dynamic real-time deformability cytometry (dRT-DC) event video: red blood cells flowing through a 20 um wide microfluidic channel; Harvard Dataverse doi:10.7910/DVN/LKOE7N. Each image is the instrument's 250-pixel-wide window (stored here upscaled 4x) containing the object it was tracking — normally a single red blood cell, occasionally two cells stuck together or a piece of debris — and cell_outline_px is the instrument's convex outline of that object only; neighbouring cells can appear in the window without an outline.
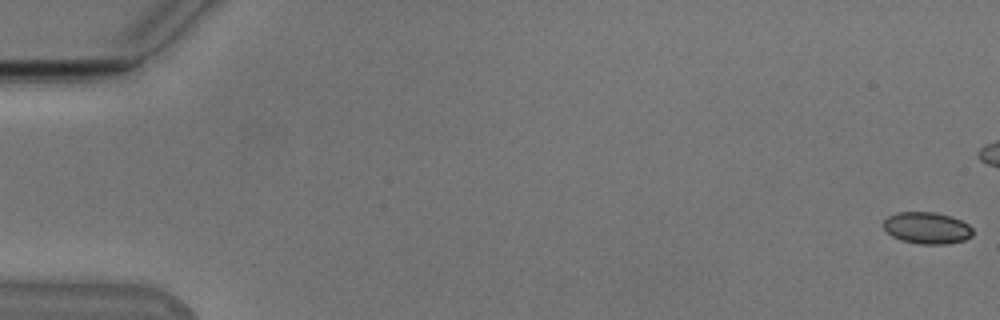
{"species": "Egyptian fruit bat (a non-hibernating species)", "species_latin": "Rousettus aegyptiacus", "temperature_condition": "cold", "stored_images_in_passage": 53, "camera_frame_rate_fps": 3000, "um_per_image_px": 0.085, "animal": {"sex": "male"}, "frame": {"image": 1, "passage_image": 1, "time_ms": 0.0, "image_size_px": [1000, 320], "cell_outline_px": [[972, 236], [964, 240], [944, 244], [920, 244], [900, 240], [892, 236], [884, 228], [884, 220], [888, 216], [896, 212], [932, 212], [948, 216], [960, 220], [968, 224], [972, 228]], "centroid_in_image_um": [78.77, 19.38], "position_along_channel_um": 6.2, "area_um2": 16.36}}
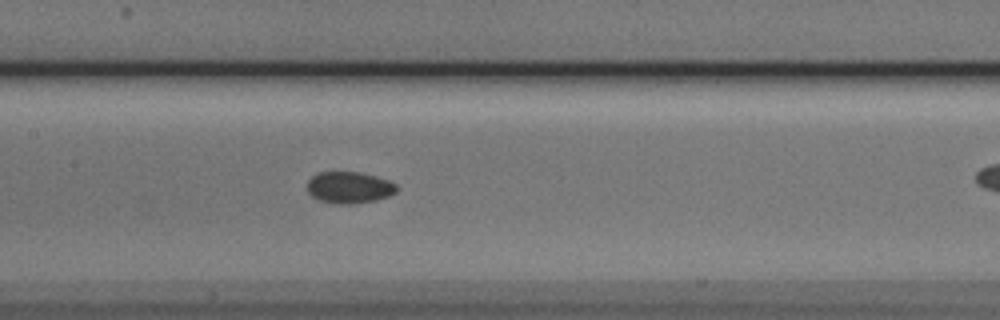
{"frame": {"image": 2, "passage_image": 27, "time_ms": 8.667, "image_size_px": [1000, 320], "cell_outline_px": [[396, 192], [388, 196], [376, 200], [352, 204], [340, 204], [320, 200], [312, 196], [308, 192], [308, 180], [312, 176], [320, 172], [360, 172], [376, 176], [388, 180], [396, 184]], "centroid_in_image_um": [29.69, 15.93], "position_along_channel_um": 177.7, "area_um2": 16.36}}
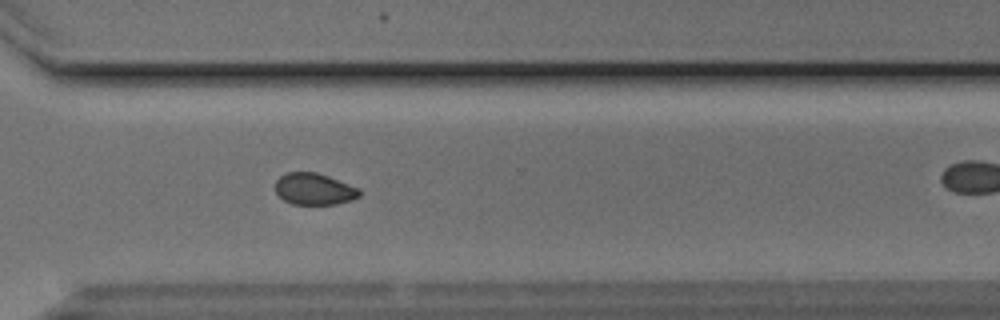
{"frame": {"image": 3, "passage_image": 40, "time_ms": 13.0, "image_size_px": [1000, 320], "cell_outline_px": [[360, 196], [352, 200], [336, 204], [292, 204], [284, 200], [276, 192], [276, 180], [280, 176], [288, 172], [316, 172], [328, 176], [360, 188]], "centroid_in_image_um": [26.72, 16.07], "position_along_channel_um": 343.9, "area_um2": 15.49}, "authors_computed_cell_mechanics": {"area_um2": 16.4152, "velocity_mm_per_s": 3.8378, "shape_relaxation_time_tau1_ms": 2.1014, "shape_relaxation_time_tau2_ms": 2.7786, "deformation_change_tau1": 0.0318, "deformation_change_tau2": 0.0379}}